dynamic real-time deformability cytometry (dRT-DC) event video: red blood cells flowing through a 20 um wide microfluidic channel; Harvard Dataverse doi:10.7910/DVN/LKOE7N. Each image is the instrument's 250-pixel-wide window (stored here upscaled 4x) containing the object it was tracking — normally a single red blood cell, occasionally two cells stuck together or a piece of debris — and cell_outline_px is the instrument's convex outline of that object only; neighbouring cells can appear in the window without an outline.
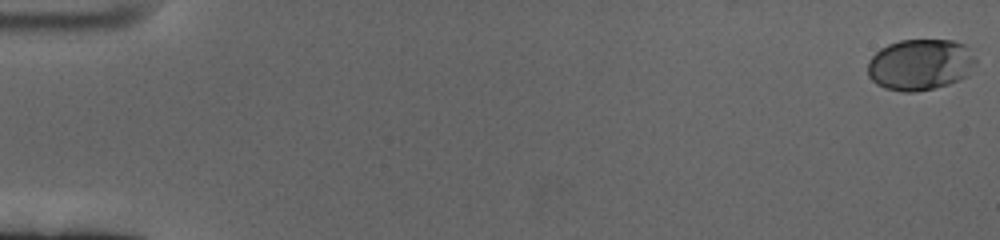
{"species": "human", "species_latin": "Homo sapiens", "temperature_condition": "cold", "stored_images_in_passage": 62, "camera_frame_rate_fps": 3000, "um_per_image_px": 0.085, "donor": {"sex": "female"}, "frame": {"image": 1, "passage_image": 1, "time_ms": 0.0, "image_size_px": [1000, 240], "cell_outline_px": [[976, 64], [968, 76], [948, 84], [916, 92], [904, 92], [884, 88], [876, 84], [868, 76], [868, 60], [880, 48], [888, 44], [900, 40], [952, 40], [968, 44], [976, 60]], "centroid_in_image_um": [78.24, 5.48], "position_along_channel_um": 6.8, "area_um2": 32.66}}
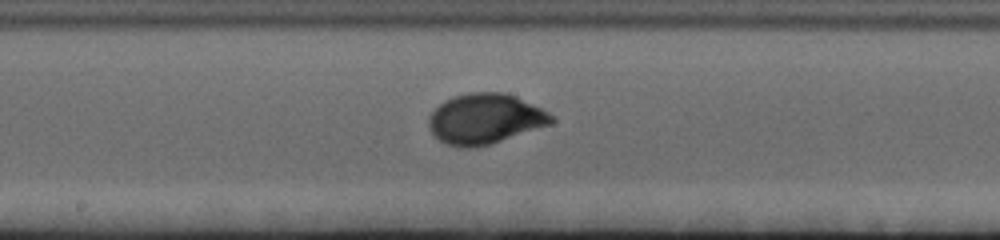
{"frame": {"image": 2, "passage_image": 34, "time_ms": 11.0, "image_size_px": [1000, 240], "cell_outline_px": [[556, 120], [552, 124], [488, 144], [472, 148], [460, 148], [444, 144], [428, 128], [428, 120], [432, 112], [444, 100], [452, 96], [472, 92], [504, 92], [516, 96], [548, 112]], "centroid_in_image_um": [41.21, 10.1], "position_along_channel_um": 207.0, "area_um2": 35.84}}
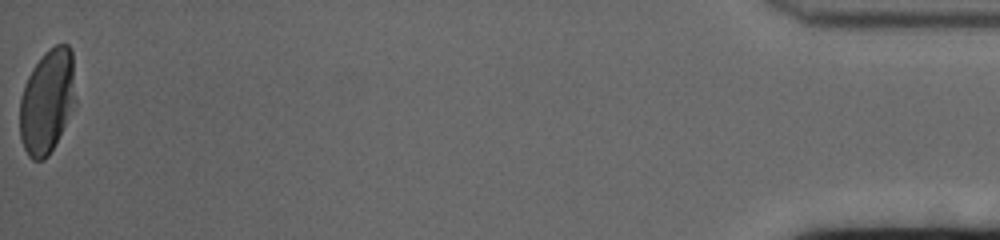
{"frame": {"image": 3, "passage_image": 62, "time_ms": 20.333, "image_size_px": [1000, 240], "cell_outline_px": [[76, 100], [48, 156], [44, 160], [32, 160], [28, 156], [20, 140], [20, 96], [24, 84], [32, 68], [44, 52], [48, 48], [56, 44], [68, 44], [72, 48]], "centroid_in_image_um": [3.99, 8.56], "position_along_channel_um": 431.2, "area_um2": 33.87}, "authors_computed_cell_mechanics": {"area_um2": 33.3506, "velocity_mm_per_s": 3.3613, "shape_relaxation_time_tau1_ms": 3.1411, "shape_relaxation_time_tau2_ms": null, "deformation_change_tau1": 0.1453, "deformation_change_tau2": null}}